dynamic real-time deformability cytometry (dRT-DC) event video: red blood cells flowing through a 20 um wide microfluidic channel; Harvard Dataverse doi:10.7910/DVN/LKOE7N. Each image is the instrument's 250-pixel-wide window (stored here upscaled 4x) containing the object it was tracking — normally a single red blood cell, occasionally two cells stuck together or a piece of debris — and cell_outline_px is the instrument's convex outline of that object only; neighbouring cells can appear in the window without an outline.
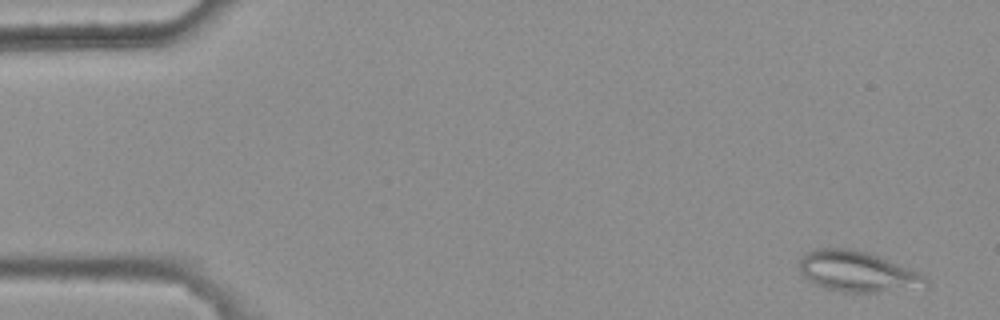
{"species": "common noctule bat (a hibernating species)", "species_latin": "Nyctalus noctula", "temperature_condition": "warm", "stored_images_in_passage": 4, "camera_frame_rate_fps": 3000, "um_per_image_px": 0.085, "animal": {"sex": "female", "body_mass_g": 25.1}, "frame": {"image": 1, "passage_image": 1, "time_ms": 0.0, "image_size_px": [1000, 320], "cell_outline_px": [[928, 284], [876, 292], [840, 292], [816, 284], [808, 280], [800, 272], [800, 256], [808, 252], [820, 248], [848, 248], [868, 252], [908, 268], [924, 276], [928, 280]], "centroid_in_image_um": [72.79, 23.06], "position_along_channel_um": 12.2, "area_um2": 29.07}}